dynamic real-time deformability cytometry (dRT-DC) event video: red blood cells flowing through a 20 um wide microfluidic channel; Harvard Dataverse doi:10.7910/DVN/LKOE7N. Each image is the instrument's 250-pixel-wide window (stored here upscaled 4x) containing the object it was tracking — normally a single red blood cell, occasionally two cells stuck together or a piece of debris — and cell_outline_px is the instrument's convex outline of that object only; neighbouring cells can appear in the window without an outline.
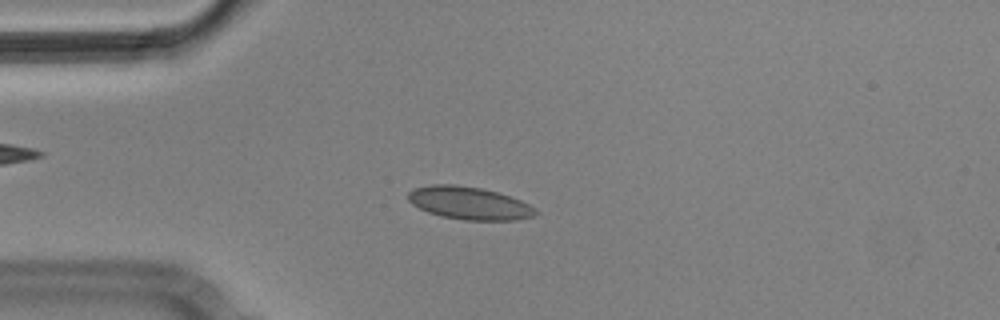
{"species": "Egyptian fruit bat (a non-hibernating species)", "species_latin": "Rousettus aegyptiacus", "temperature_condition": "cold", "stored_images_in_passage": 6, "camera_frame_rate_fps": 3000, "um_per_image_px": 0.085, "animal": {"sex": "male"}, "frame": {"image": 1, "passage_image": 3, "time_ms": 0.667, "image_size_px": [1000, 320], "cell_outline_px": [[540, 212], [536, 216], [516, 220], [464, 220], [440, 216], [428, 212], [412, 204], [408, 200], [408, 192], [416, 188], [432, 184], [456, 184], [480, 188], [496, 192], [520, 200], [536, 208]], "centroid_in_image_um": [39.9, 17.27], "position_along_channel_um": 45.1, "area_um2": 24.33}}
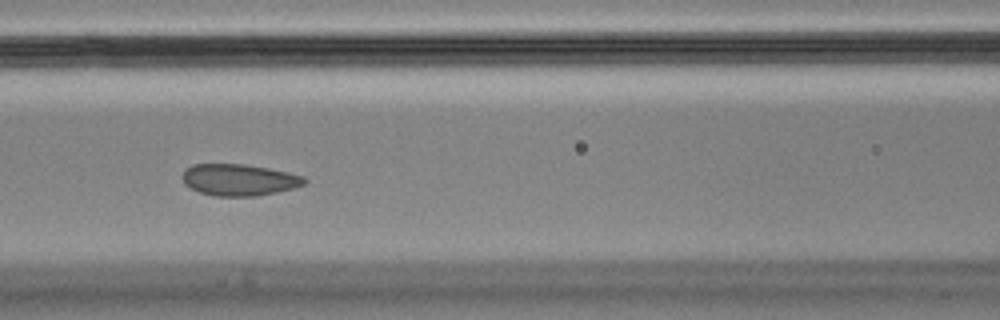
{"frame": {"image": 2, "passage_image": 6, "time_ms": 1.667, "image_size_px": [1000, 320], "cell_outline_px": [[308, 180], [304, 184], [292, 188], [276, 192], [256, 196], [212, 196], [200, 192], [184, 184], [180, 176], [192, 164], [244, 164], [268, 168], [288, 172], [304, 176]], "centroid_in_image_um": [20.31, 15.28], "position_along_channel_um": 146.3, "area_um2": 22.48}}